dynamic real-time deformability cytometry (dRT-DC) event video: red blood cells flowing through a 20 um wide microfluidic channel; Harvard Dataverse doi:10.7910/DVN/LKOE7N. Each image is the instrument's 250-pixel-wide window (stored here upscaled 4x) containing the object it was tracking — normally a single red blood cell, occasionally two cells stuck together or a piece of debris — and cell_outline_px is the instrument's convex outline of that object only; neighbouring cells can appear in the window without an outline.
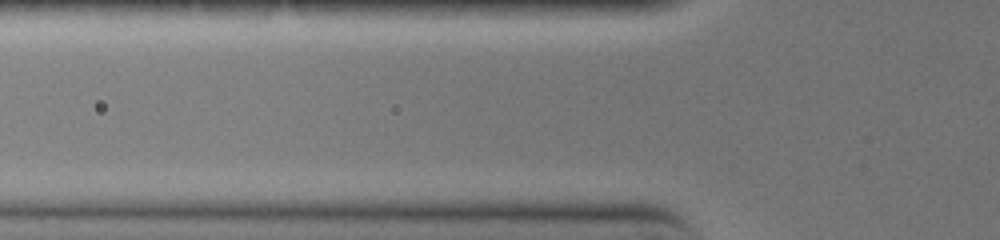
{"species": "common noctule bat (a hibernating species)", "species_latin": "Nyctalus noctula", "temperature_condition": "warm", "stored_images_in_passage": 3, "camera_frame_rate_fps": 3000, "um_per_image_px": 0.085, "animal": {"sex": "female", "body_mass_g": 19.0, "forearm_length_mm": 51.5}, "frame": {"image": 1, "passage_image": 2, "time_ms": 0.333, "image_size_px": [1000, 240], "cell_outline_px": [[624, 160], [620, 168], [556, 168], [484, 164], [484, 160], [520, 156], [600, 156]], "centroid_in_image_um": [47.5, 13.76], "position_along_channel_um": 78.3, "area_um2": 10.12}}